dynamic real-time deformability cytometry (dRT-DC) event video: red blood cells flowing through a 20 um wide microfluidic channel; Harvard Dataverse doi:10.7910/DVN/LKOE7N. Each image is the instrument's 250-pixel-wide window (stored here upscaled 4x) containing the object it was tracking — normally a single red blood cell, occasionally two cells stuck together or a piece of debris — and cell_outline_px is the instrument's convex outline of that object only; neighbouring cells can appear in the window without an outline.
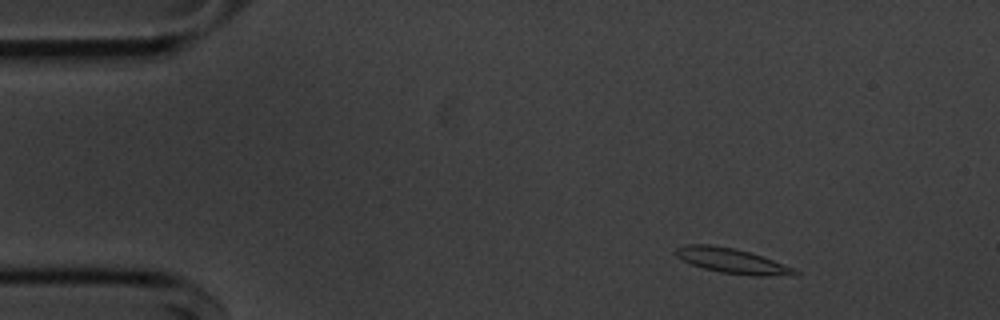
{"species": "common noctule bat (a hibernating species)", "species_latin": "Nyctalus noctula", "temperature_condition": "cold", "stored_images_in_passage": 52, "camera_frame_rate_fps": 3000, "um_per_image_px": 0.085, "animal": {"sex": "male", "body_mass_g": 20.1, "forearm_length_mm": 53.5}, "frame": {"image": 1, "passage_image": 4, "time_ms": 1.0, "image_size_px": [1000, 320], "cell_outline_px": [[800, 272], [796, 276], [752, 276], [720, 272], [704, 268], [692, 264], [676, 256], [676, 248], [684, 244], [708, 244], [736, 248], [772, 260], [792, 268]], "centroid_in_image_um": [62.23, 22.18], "position_along_channel_um": 22.8, "area_um2": 17.22}}
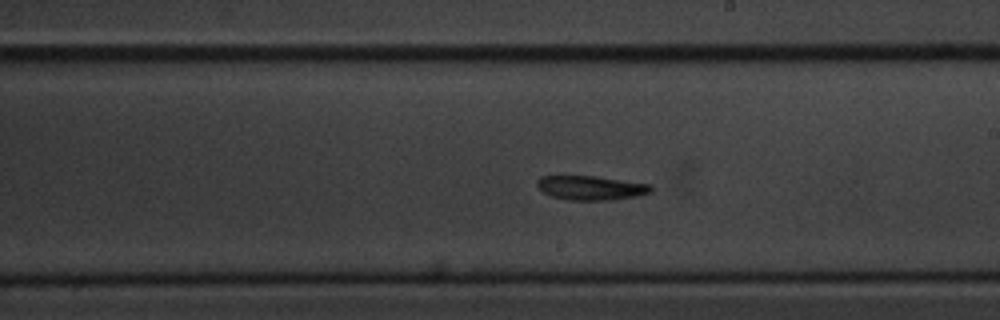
{"frame": {"image": 2, "passage_image": 28, "time_ms": 9.0, "image_size_px": [1000, 320], "cell_outline_px": [[652, 192], [636, 196], [608, 200], [568, 200], [552, 196], [540, 192], [536, 184], [536, 180], [540, 176], [596, 176], [652, 184]], "centroid_in_image_um": [50.2, 15.96], "position_along_channel_um": 238.8, "area_um2": 16.24}}
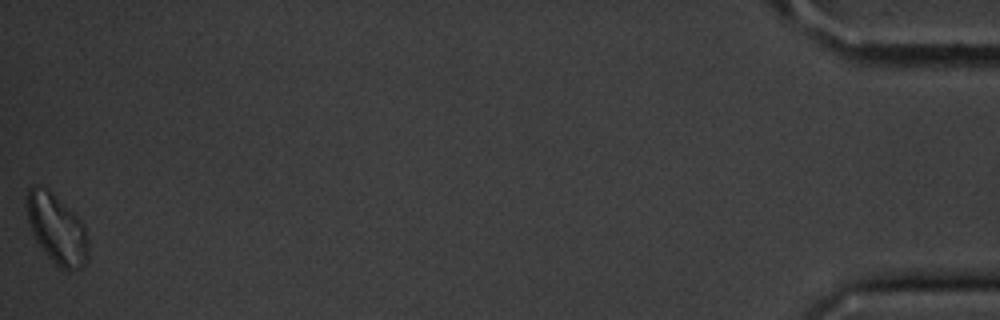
{"frame": {"image": 3, "passage_image": 52, "time_ms": 17.0, "image_size_px": [1000, 320], "cell_outline_px": [[88, 260], [84, 268], [68, 272], [60, 268], [48, 256], [36, 240], [32, 232], [28, 220], [28, 188], [32, 184], [36, 184], [48, 188], [80, 220], [88, 236]], "centroid_in_image_um": [4.86, 19.5], "position_along_channel_um": 430.3, "area_um2": 24.85}, "authors_computed_cell_mechanics": {"area_um2": 16.6464, "velocity_mm_per_s": 3.5978, "shape_relaxation_time_tau1_ms": 9.8522, "shape_relaxation_time_tau2_ms": 3.6899, "deformation_change_tau1": 0.1954, "deformation_change_tau2": 0.0865}}